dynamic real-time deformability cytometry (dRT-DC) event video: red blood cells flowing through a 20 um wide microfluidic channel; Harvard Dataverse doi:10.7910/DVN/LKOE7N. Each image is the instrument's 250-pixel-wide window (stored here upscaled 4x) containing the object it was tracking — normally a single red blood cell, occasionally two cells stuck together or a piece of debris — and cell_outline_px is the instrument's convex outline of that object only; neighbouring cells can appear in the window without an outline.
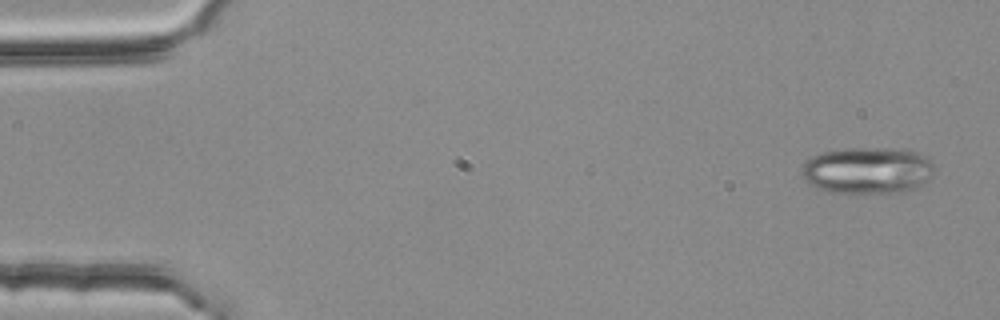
{"species": "common noctule bat (a hibernating species)", "species_latin": "Nyctalus noctula", "temperature_condition": "room temperature", "stored_images_in_passage": 4, "camera_frame_rate_fps": 3000, "um_per_image_px": 0.085, "animal": {"sex": "female", "body_mass_g": 25.1}, "frame": {"image": 1, "passage_image": 1, "time_ms": 0.0, "image_size_px": [1000, 320], "cell_outline_px": [[932, 176], [928, 180], [916, 188], [904, 192], [852, 196], [828, 192], [816, 188], [808, 184], [800, 176], [800, 172], [804, 164], [812, 156], [820, 152], [848, 148], [904, 148], [920, 152], [932, 164]], "centroid_in_image_um": [73.69, 14.53], "position_along_channel_um": 11.3, "area_um2": 37.45}}